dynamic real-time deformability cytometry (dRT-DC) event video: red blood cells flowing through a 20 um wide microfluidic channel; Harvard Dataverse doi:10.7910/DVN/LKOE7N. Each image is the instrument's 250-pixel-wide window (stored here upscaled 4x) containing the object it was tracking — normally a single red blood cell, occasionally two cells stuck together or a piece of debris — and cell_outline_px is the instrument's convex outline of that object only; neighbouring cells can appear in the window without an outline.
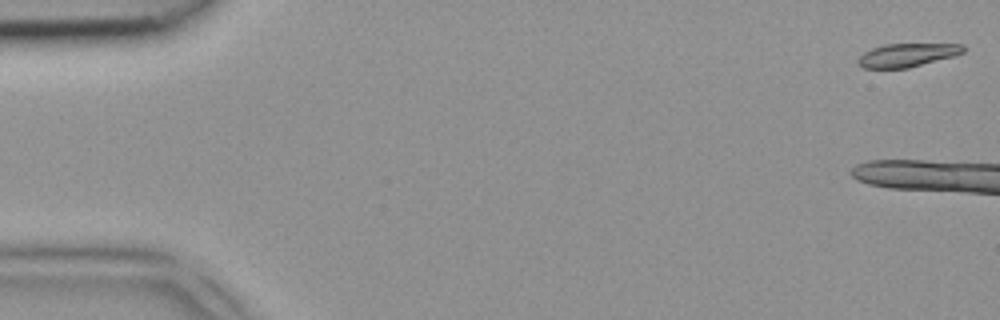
{"species": "common noctule bat (a hibernating species)", "species_latin": "Nyctalus noctula", "temperature_condition": "room temperature", "stored_images_in_passage": 8, "camera_frame_rate_fps": 3000, "um_per_image_px": 0.085, "animal": {"sex": "female", "body_mass_g": 18.4}, "frame": {"image": 1, "passage_image": 1, "time_ms": 0.0, "image_size_px": [1000, 320], "cell_outline_px": [[964, 52], [952, 56], [908, 68], [864, 68], [856, 64], [856, 60], [864, 52], [872, 48], [884, 44], [964, 44]], "centroid_in_image_um": [77.06, 4.68], "position_along_channel_um": 7.9, "area_um2": 14.28}}
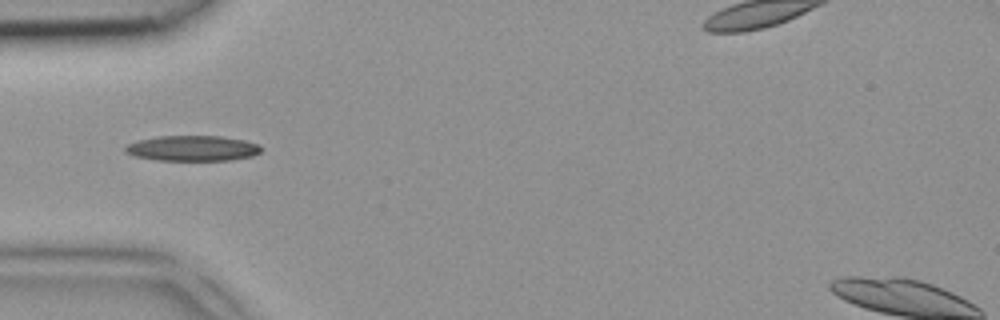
{"frame": {"image": 2, "passage_image": 6, "time_ms": 1.667, "image_size_px": [1000, 320], "cell_outline_px": [[264, 148], [260, 152], [252, 156], [232, 160], [156, 160], [132, 156], [124, 152], [124, 148], [128, 144], [136, 140], [160, 136], [220, 136], [244, 140], [260, 144]], "centroid_in_image_um": [16.36, 12.6], "position_along_channel_um": 68.6, "area_um2": 20.35}}